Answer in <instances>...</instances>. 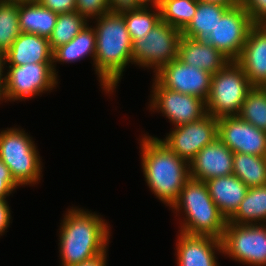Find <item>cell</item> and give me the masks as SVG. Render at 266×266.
Listing matches in <instances>:
<instances>
[{
  "mask_svg": "<svg viewBox=\"0 0 266 266\" xmlns=\"http://www.w3.org/2000/svg\"><path fill=\"white\" fill-rule=\"evenodd\" d=\"M253 87L266 84V24H255L248 33L240 56L235 61Z\"/></svg>",
  "mask_w": 266,
  "mask_h": 266,
  "instance_id": "obj_17",
  "label": "cell"
},
{
  "mask_svg": "<svg viewBox=\"0 0 266 266\" xmlns=\"http://www.w3.org/2000/svg\"><path fill=\"white\" fill-rule=\"evenodd\" d=\"M110 10H121L139 5L135 0H107Z\"/></svg>",
  "mask_w": 266,
  "mask_h": 266,
  "instance_id": "obj_36",
  "label": "cell"
},
{
  "mask_svg": "<svg viewBox=\"0 0 266 266\" xmlns=\"http://www.w3.org/2000/svg\"><path fill=\"white\" fill-rule=\"evenodd\" d=\"M63 216L58 240L61 266H73L108 252L111 227L99 214L71 207Z\"/></svg>",
  "mask_w": 266,
  "mask_h": 266,
  "instance_id": "obj_2",
  "label": "cell"
},
{
  "mask_svg": "<svg viewBox=\"0 0 266 266\" xmlns=\"http://www.w3.org/2000/svg\"><path fill=\"white\" fill-rule=\"evenodd\" d=\"M154 78L169 90L192 95L206 101L210 92L212 74L183 63L179 58L164 65Z\"/></svg>",
  "mask_w": 266,
  "mask_h": 266,
  "instance_id": "obj_13",
  "label": "cell"
},
{
  "mask_svg": "<svg viewBox=\"0 0 266 266\" xmlns=\"http://www.w3.org/2000/svg\"><path fill=\"white\" fill-rule=\"evenodd\" d=\"M39 3L57 14L76 11V0H39Z\"/></svg>",
  "mask_w": 266,
  "mask_h": 266,
  "instance_id": "obj_34",
  "label": "cell"
},
{
  "mask_svg": "<svg viewBox=\"0 0 266 266\" xmlns=\"http://www.w3.org/2000/svg\"><path fill=\"white\" fill-rule=\"evenodd\" d=\"M89 21L77 11L58 14L56 25L49 37L52 51L70 42Z\"/></svg>",
  "mask_w": 266,
  "mask_h": 266,
  "instance_id": "obj_28",
  "label": "cell"
},
{
  "mask_svg": "<svg viewBox=\"0 0 266 266\" xmlns=\"http://www.w3.org/2000/svg\"><path fill=\"white\" fill-rule=\"evenodd\" d=\"M234 153L218 138L202 148L189 163L190 178L207 181L231 175Z\"/></svg>",
  "mask_w": 266,
  "mask_h": 266,
  "instance_id": "obj_16",
  "label": "cell"
},
{
  "mask_svg": "<svg viewBox=\"0 0 266 266\" xmlns=\"http://www.w3.org/2000/svg\"><path fill=\"white\" fill-rule=\"evenodd\" d=\"M177 236L175 255L178 266H219L216 255L222 254L221 239L183 232Z\"/></svg>",
  "mask_w": 266,
  "mask_h": 266,
  "instance_id": "obj_15",
  "label": "cell"
},
{
  "mask_svg": "<svg viewBox=\"0 0 266 266\" xmlns=\"http://www.w3.org/2000/svg\"><path fill=\"white\" fill-rule=\"evenodd\" d=\"M6 2H16V3H30V2H39V0H1Z\"/></svg>",
  "mask_w": 266,
  "mask_h": 266,
  "instance_id": "obj_41",
  "label": "cell"
},
{
  "mask_svg": "<svg viewBox=\"0 0 266 266\" xmlns=\"http://www.w3.org/2000/svg\"><path fill=\"white\" fill-rule=\"evenodd\" d=\"M203 2L218 3L226 7H235L240 4V0H198Z\"/></svg>",
  "mask_w": 266,
  "mask_h": 266,
  "instance_id": "obj_39",
  "label": "cell"
},
{
  "mask_svg": "<svg viewBox=\"0 0 266 266\" xmlns=\"http://www.w3.org/2000/svg\"><path fill=\"white\" fill-rule=\"evenodd\" d=\"M238 116L266 132V90L253 87L247 94Z\"/></svg>",
  "mask_w": 266,
  "mask_h": 266,
  "instance_id": "obj_30",
  "label": "cell"
},
{
  "mask_svg": "<svg viewBox=\"0 0 266 266\" xmlns=\"http://www.w3.org/2000/svg\"><path fill=\"white\" fill-rule=\"evenodd\" d=\"M21 33L19 3L0 0V53L5 54Z\"/></svg>",
  "mask_w": 266,
  "mask_h": 266,
  "instance_id": "obj_29",
  "label": "cell"
},
{
  "mask_svg": "<svg viewBox=\"0 0 266 266\" xmlns=\"http://www.w3.org/2000/svg\"><path fill=\"white\" fill-rule=\"evenodd\" d=\"M5 57L0 53V102H5Z\"/></svg>",
  "mask_w": 266,
  "mask_h": 266,
  "instance_id": "obj_37",
  "label": "cell"
},
{
  "mask_svg": "<svg viewBox=\"0 0 266 266\" xmlns=\"http://www.w3.org/2000/svg\"><path fill=\"white\" fill-rule=\"evenodd\" d=\"M58 14L39 2L19 3V26L22 33L36 34L49 39Z\"/></svg>",
  "mask_w": 266,
  "mask_h": 266,
  "instance_id": "obj_22",
  "label": "cell"
},
{
  "mask_svg": "<svg viewBox=\"0 0 266 266\" xmlns=\"http://www.w3.org/2000/svg\"><path fill=\"white\" fill-rule=\"evenodd\" d=\"M107 252L104 254H101L99 256H96L93 259H90L88 261L81 262L79 264L73 265V266H107Z\"/></svg>",
  "mask_w": 266,
  "mask_h": 266,
  "instance_id": "obj_38",
  "label": "cell"
},
{
  "mask_svg": "<svg viewBox=\"0 0 266 266\" xmlns=\"http://www.w3.org/2000/svg\"><path fill=\"white\" fill-rule=\"evenodd\" d=\"M229 8L218 3L198 1L196 13L189 25L182 31V36L205 41L218 19Z\"/></svg>",
  "mask_w": 266,
  "mask_h": 266,
  "instance_id": "obj_23",
  "label": "cell"
},
{
  "mask_svg": "<svg viewBox=\"0 0 266 266\" xmlns=\"http://www.w3.org/2000/svg\"><path fill=\"white\" fill-rule=\"evenodd\" d=\"M49 39L36 34L21 33L4 54L6 66L29 63H52Z\"/></svg>",
  "mask_w": 266,
  "mask_h": 266,
  "instance_id": "obj_18",
  "label": "cell"
},
{
  "mask_svg": "<svg viewBox=\"0 0 266 266\" xmlns=\"http://www.w3.org/2000/svg\"><path fill=\"white\" fill-rule=\"evenodd\" d=\"M178 58L185 64L195 66L215 74L230 60L218 49L205 41L181 36L178 45Z\"/></svg>",
  "mask_w": 266,
  "mask_h": 266,
  "instance_id": "obj_19",
  "label": "cell"
},
{
  "mask_svg": "<svg viewBox=\"0 0 266 266\" xmlns=\"http://www.w3.org/2000/svg\"><path fill=\"white\" fill-rule=\"evenodd\" d=\"M182 32L160 22L144 38L132 42L133 64L157 73L164 65L178 58Z\"/></svg>",
  "mask_w": 266,
  "mask_h": 266,
  "instance_id": "obj_7",
  "label": "cell"
},
{
  "mask_svg": "<svg viewBox=\"0 0 266 266\" xmlns=\"http://www.w3.org/2000/svg\"><path fill=\"white\" fill-rule=\"evenodd\" d=\"M232 174L248 188L266 186V156L234 153Z\"/></svg>",
  "mask_w": 266,
  "mask_h": 266,
  "instance_id": "obj_26",
  "label": "cell"
},
{
  "mask_svg": "<svg viewBox=\"0 0 266 266\" xmlns=\"http://www.w3.org/2000/svg\"><path fill=\"white\" fill-rule=\"evenodd\" d=\"M119 11L123 15L132 42L144 38L161 22L159 5H137Z\"/></svg>",
  "mask_w": 266,
  "mask_h": 266,
  "instance_id": "obj_25",
  "label": "cell"
},
{
  "mask_svg": "<svg viewBox=\"0 0 266 266\" xmlns=\"http://www.w3.org/2000/svg\"><path fill=\"white\" fill-rule=\"evenodd\" d=\"M255 24H266V0H240Z\"/></svg>",
  "mask_w": 266,
  "mask_h": 266,
  "instance_id": "obj_32",
  "label": "cell"
},
{
  "mask_svg": "<svg viewBox=\"0 0 266 266\" xmlns=\"http://www.w3.org/2000/svg\"><path fill=\"white\" fill-rule=\"evenodd\" d=\"M19 187L21 186L14 180L9 168L0 159V199H6Z\"/></svg>",
  "mask_w": 266,
  "mask_h": 266,
  "instance_id": "obj_33",
  "label": "cell"
},
{
  "mask_svg": "<svg viewBox=\"0 0 266 266\" xmlns=\"http://www.w3.org/2000/svg\"><path fill=\"white\" fill-rule=\"evenodd\" d=\"M254 25L250 15L239 4L229 8L218 19L205 42L218 49L230 61H236L245 45L249 30Z\"/></svg>",
  "mask_w": 266,
  "mask_h": 266,
  "instance_id": "obj_10",
  "label": "cell"
},
{
  "mask_svg": "<svg viewBox=\"0 0 266 266\" xmlns=\"http://www.w3.org/2000/svg\"><path fill=\"white\" fill-rule=\"evenodd\" d=\"M153 81L149 109L162 113L174 127L196 121L207 114L205 100L164 88L155 78Z\"/></svg>",
  "mask_w": 266,
  "mask_h": 266,
  "instance_id": "obj_11",
  "label": "cell"
},
{
  "mask_svg": "<svg viewBox=\"0 0 266 266\" xmlns=\"http://www.w3.org/2000/svg\"><path fill=\"white\" fill-rule=\"evenodd\" d=\"M96 54V33L92 25H86L70 42L61 45L53 50L52 66L55 75L56 63H75L83 60L87 56L93 60L94 66ZM55 63V64H54Z\"/></svg>",
  "mask_w": 266,
  "mask_h": 266,
  "instance_id": "obj_21",
  "label": "cell"
},
{
  "mask_svg": "<svg viewBox=\"0 0 266 266\" xmlns=\"http://www.w3.org/2000/svg\"><path fill=\"white\" fill-rule=\"evenodd\" d=\"M11 210L7 199H0V236L4 235L11 223Z\"/></svg>",
  "mask_w": 266,
  "mask_h": 266,
  "instance_id": "obj_35",
  "label": "cell"
},
{
  "mask_svg": "<svg viewBox=\"0 0 266 266\" xmlns=\"http://www.w3.org/2000/svg\"><path fill=\"white\" fill-rule=\"evenodd\" d=\"M227 223L266 224V186L250 187Z\"/></svg>",
  "mask_w": 266,
  "mask_h": 266,
  "instance_id": "obj_24",
  "label": "cell"
},
{
  "mask_svg": "<svg viewBox=\"0 0 266 266\" xmlns=\"http://www.w3.org/2000/svg\"><path fill=\"white\" fill-rule=\"evenodd\" d=\"M32 137L21 128L10 127L0 132V159L20 185L38 184L42 161Z\"/></svg>",
  "mask_w": 266,
  "mask_h": 266,
  "instance_id": "obj_5",
  "label": "cell"
},
{
  "mask_svg": "<svg viewBox=\"0 0 266 266\" xmlns=\"http://www.w3.org/2000/svg\"><path fill=\"white\" fill-rule=\"evenodd\" d=\"M139 5H159L161 0H135Z\"/></svg>",
  "mask_w": 266,
  "mask_h": 266,
  "instance_id": "obj_40",
  "label": "cell"
},
{
  "mask_svg": "<svg viewBox=\"0 0 266 266\" xmlns=\"http://www.w3.org/2000/svg\"><path fill=\"white\" fill-rule=\"evenodd\" d=\"M171 210L177 215L184 214L178 232L222 238L228 220L212 200L204 181L190 178Z\"/></svg>",
  "mask_w": 266,
  "mask_h": 266,
  "instance_id": "obj_4",
  "label": "cell"
},
{
  "mask_svg": "<svg viewBox=\"0 0 266 266\" xmlns=\"http://www.w3.org/2000/svg\"><path fill=\"white\" fill-rule=\"evenodd\" d=\"M76 11L88 21H93L109 12L110 7L107 0H76Z\"/></svg>",
  "mask_w": 266,
  "mask_h": 266,
  "instance_id": "obj_31",
  "label": "cell"
},
{
  "mask_svg": "<svg viewBox=\"0 0 266 266\" xmlns=\"http://www.w3.org/2000/svg\"><path fill=\"white\" fill-rule=\"evenodd\" d=\"M224 254L248 266H266V224L227 223L222 238Z\"/></svg>",
  "mask_w": 266,
  "mask_h": 266,
  "instance_id": "obj_8",
  "label": "cell"
},
{
  "mask_svg": "<svg viewBox=\"0 0 266 266\" xmlns=\"http://www.w3.org/2000/svg\"><path fill=\"white\" fill-rule=\"evenodd\" d=\"M197 4L198 0H161V21L182 32L192 21Z\"/></svg>",
  "mask_w": 266,
  "mask_h": 266,
  "instance_id": "obj_27",
  "label": "cell"
},
{
  "mask_svg": "<svg viewBox=\"0 0 266 266\" xmlns=\"http://www.w3.org/2000/svg\"><path fill=\"white\" fill-rule=\"evenodd\" d=\"M218 138V119L207 113L200 119L172 128L160 139L181 159L190 163L197 153Z\"/></svg>",
  "mask_w": 266,
  "mask_h": 266,
  "instance_id": "obj_12",
  "label": "cell"
},
{
  "mask_svg": "<svg viewBox=\"0 0 266 266\" xmlns=\"http://www.w3.org/2000/svg\"><path fill=\"white\" fill-rule=\"evenodd\" d=\"M209 194L219 211L228 220L239 208L248 187L234 174L205 181Z\"/></svg>",
  "mask_w": 266,
  "mask_h": 266,
  "instance_id": "obj_20",
  "label": "cell"
},
{
  "mask_svg": "<svg viewBox=\"0 0 266 266\" xmlns=\"http://www.w3.org/2000/svg\"><path fill=\"white\" fill-rule=\"evenodd\" d=\"M218 139L233 153L266 156V132L239 116L218 119Z\"/></svg>",
  "mask_w": 266,
  "mask_h": 266,
  "instance_id": "obj_14",
  "label": "cell"
},
{
  "mask_svg": "<svg viewBox=\"0 0 266 266\" xmlns=\"http://www.w3.org/2000/svg\"><path fill=\"white\" fill-rule=\"evenodd\" d=\"M53 63H29L20 66H6L5 102L25 101L43 93L52 92L58 82ZM42 93V94H41Z\"/></svg>",
  "mask_w": 266,
  "mask_h": 266,
  "instance_id": "obj_9",
  "label": "cell"
},
{
  "mask_svg": "<svg viewBox=\"0 0 266 266\" xmlns=\"http://www.w3.org/2000/svg\"><path fill=\"white\" fill-rule=\"evenodd\" d=\"M253 88L244 70L230 61L223 69L212 74L206 111L219 119L238 116L248 92Z\"/></svg>",
  "mask_w": 266,
  "mask_h": 266,
  "instance_id": "obj_6",
  "label": "cell"
},
{
  "mask_svg": "<svg viewBox=\"0 0 266 266\" xmlns=\"http://www.w3.org/2000/svg\"><path fill=\"white\" fill-rule=\"evenodd\" d=\"M94 70L105 94H114L123 72L132 60V40L120 11L110 10L95 18Z\"/></svg>",
  "mask_w": 266,
  "mask_h": 266,
  "instance_id": "obj_1",
  "label": "cell"
},
{
  "mask_svg": "<svg viewBox=\"0 0 266 266\" xmlns=\"http://www.w3.org/2000/svg\"><path fill=\"white\" fill-rule=\"evenodd\" d=\"M147 135L140 138L143 176L152 194L171 208L190 179L189 163L171 151L160 138Z\"/></svg>",
  "mask_w": 266,
  "mask_h": 266,
  "instance_id": "obj_3",
  "label": "cell"
}]
</instances>
